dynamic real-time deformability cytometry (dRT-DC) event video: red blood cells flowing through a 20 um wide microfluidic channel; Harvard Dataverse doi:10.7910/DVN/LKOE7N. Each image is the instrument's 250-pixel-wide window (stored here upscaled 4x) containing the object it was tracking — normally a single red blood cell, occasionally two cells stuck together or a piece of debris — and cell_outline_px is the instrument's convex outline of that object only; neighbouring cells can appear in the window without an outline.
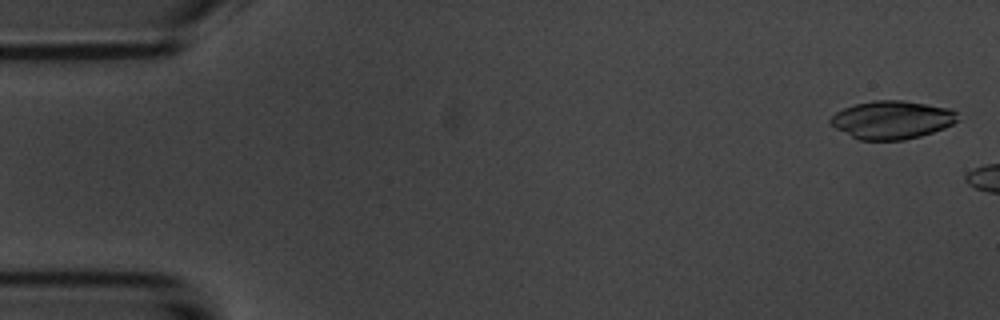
{"species": "common noctule bat (a hibernating species)", "species_latin": "Nyctalus noctula", "temperature_condition": "room temperature", "stored_images_in_passage": 3, "camera_frame_rate_fps": 3000, "um_per_image_px": 0.085, "animal": {"sex": "male", "body_mass_g": 20.1, "forearm_length_mm": 53.5}, "frame": {"image": 1, "passage_image": 1, "time_ms": 0.0, "image_size_px": [1000, 320], "cell_outline_px": [[960, 120], [944, 128], [920, 136], [904, 140], [860, 140], [828, 124], [828, 120], [836, 112], [844, 108], [856, 104], [876, 100], [900, 100], [948, 108], [956, 112]], "centroid_in_image_um": [75.8, 10.19], "position_along_channel_um": 9.2, "area_um2": 28.09}}